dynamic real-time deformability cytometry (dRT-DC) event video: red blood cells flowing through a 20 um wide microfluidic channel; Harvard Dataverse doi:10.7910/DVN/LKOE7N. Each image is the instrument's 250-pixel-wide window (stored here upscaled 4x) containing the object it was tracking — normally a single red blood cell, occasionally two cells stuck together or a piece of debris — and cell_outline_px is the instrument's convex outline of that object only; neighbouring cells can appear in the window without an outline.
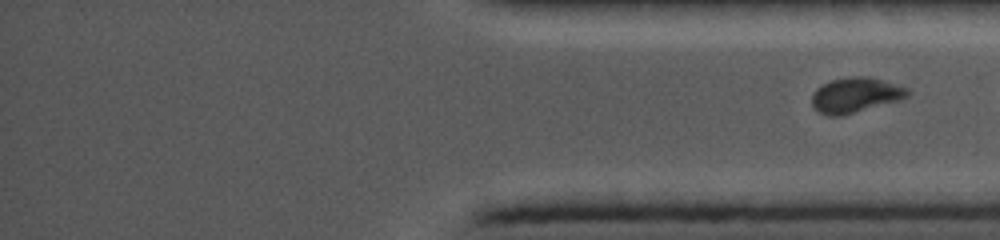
{"species": "common noctule bat (a hibernating species)", "species_latin": "Nyctalus noctula", "temperature_condition": "cold", "stored_images_in_passage": 39, "camera_frame_rate_fps": 5000, "um_per_image_px": 0.085, "animal": {"sex": "female", "body_mass_g": 19.0, "forearm_length_mm": 56.7}, "frame": {"image": 1, "passage_image": 39, "time_ms": 7.6, "image_size_px": [1000, 240], "cell_outline_px": [[908, 96], [900, 100], [840, 116], [828, 116], [812, 108], [812, 92], [816, 88], [832, 80], [848, 76], [868, 76], [896, 84], [908, 88]], "centroid_in_image_um": [72.68, 8.08], "position_along_channel_um": 362.5, "area_um2": 19.54}}